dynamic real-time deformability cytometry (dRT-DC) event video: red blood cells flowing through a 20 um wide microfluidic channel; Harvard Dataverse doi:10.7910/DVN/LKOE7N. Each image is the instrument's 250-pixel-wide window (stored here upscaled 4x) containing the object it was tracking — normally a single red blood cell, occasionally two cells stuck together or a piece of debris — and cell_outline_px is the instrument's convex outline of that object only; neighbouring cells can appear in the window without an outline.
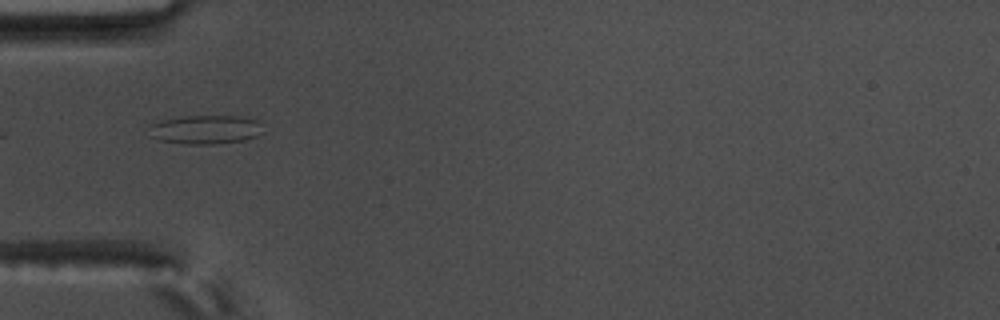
{"species": "common noctule bat (a hibernating species)", "species_latin": "Nyctalus noctula", "temperature_condition": "warm", "stored_images_in_passage": 39, "camera_frame_rate_fps": 3000, "um_per_image_px": 0.085, "animal": {"sex": "male", "body_mass_g": 17.5, "forearm_length_mm": 52.3}, "frame": {"image": 1, "passage_image": 1, "time_ms": 0.0, "image_size_px": [1000, 320], "cell_outline_px": [[264, 132], [256, 136], [244, 140], [212, 144], [184, 144], [160, 140], [148, 136], [148, 124], [160, 120], [184, 116], [240, 116], [256, 120]], "centroid_in_image_um": [17.39, 11.01], "position_along_channel_um": 67.6, "area_um2": 19.36}}